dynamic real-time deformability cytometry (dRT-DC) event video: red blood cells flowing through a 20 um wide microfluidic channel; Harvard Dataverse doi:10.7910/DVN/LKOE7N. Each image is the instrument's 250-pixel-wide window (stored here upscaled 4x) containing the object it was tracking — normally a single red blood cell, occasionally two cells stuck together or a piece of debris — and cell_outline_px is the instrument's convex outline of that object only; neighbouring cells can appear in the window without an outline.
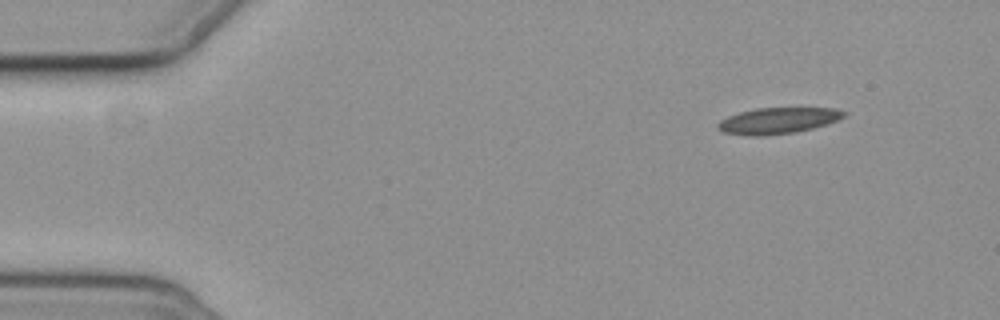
{"species": "common noctule bat (a hibernating species)", "species_latin": "Nyctalus noctula", "temperature_condition": "cold", "stored_images_in_passage": 4, "camera_frame_rate_fps": 3000, "um_per_image_px": 0.085, "animal": {"sex": "female", "body_mass_g": 19.3, "forearm_length_mm": 54.1}, "frame": {"image": 1, "passage_image": 1, "time_ms": 0.0, "image_size_px": [1000, 320], "cell_outline_px": [[848, 112], [844, 116], [836, 120], [812, 128], [796, 132], [764, 136], [748, 136], [724, 132], [716, 128], [716, 124], [720, 120], [728, 116], [740, 112], [756, 108], [836, 108]], "centroid_in_image_um": [66.08, 10.25], "position_along_channel_um": 18.9, "area_um2": 19.19}}
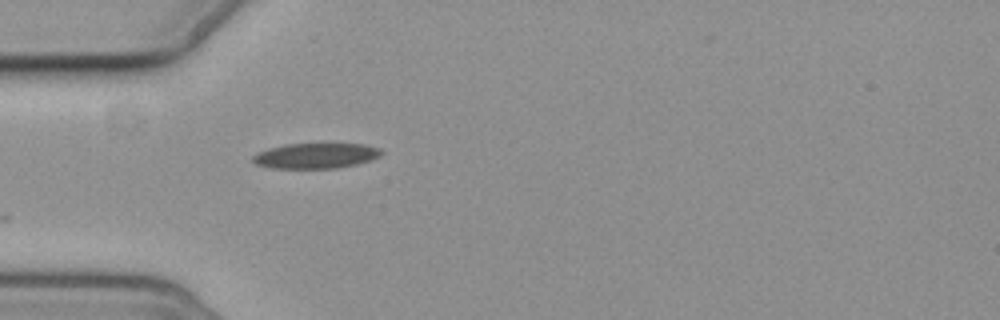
{"frame": {"image": 2, "passage_image": 4, "time_ms": 3.667, "image_size_px": [1000, 320], "cell_outline_px": [[384, 152], [380, 156], [372, 160], [356, 164], [336, 168], [272, 168], [256, 164], [252, 160], [252, 156], [256, 152], [268, 148], [284, 144], [364, 144], [380, 148]], "centroid_in_image_um": [26.84, 13.23], "position_along_channel_um": 58.2, "area_um2": 19.07}}